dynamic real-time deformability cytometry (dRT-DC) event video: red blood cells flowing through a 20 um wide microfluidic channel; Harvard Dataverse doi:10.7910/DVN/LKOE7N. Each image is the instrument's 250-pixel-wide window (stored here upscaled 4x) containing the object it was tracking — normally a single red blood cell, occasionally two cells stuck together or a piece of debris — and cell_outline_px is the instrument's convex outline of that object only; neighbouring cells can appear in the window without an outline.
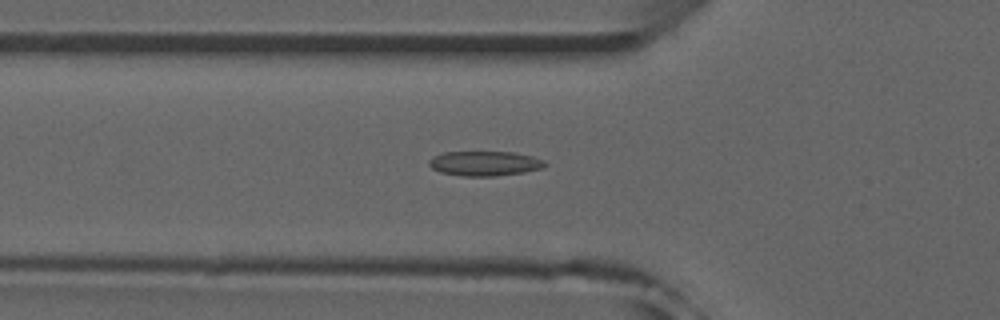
{"species": "common noctule bat (a hibernating species)", "species_latin": "Nyctalus noctula", "temperature_condition": "room temperature", "stored_images_in_passage": 50, "camera_frame_rate_fps": 3000, "um_per_image_px": 0.085, "animal": {"sex": "male", "forearm_length_mm": 52.5}, "frame": {"image": 1, "passage_image": 16, "time_ms": 5.0, "image_size_px": [1000, 320], "cell_outline_px": [[548, 164], [540, 168], [524, 172], [492, 176], [464, 176], [440, 172], [432, 168], [428, 164], [428, 160], [432, 156], [444, 152], [516, 152], [532, 156], [544, 160]], "centroid_in_image_um": [41.18, 13.88], "position_along_channel_um": 84.6, "area_um2": 16.7}}
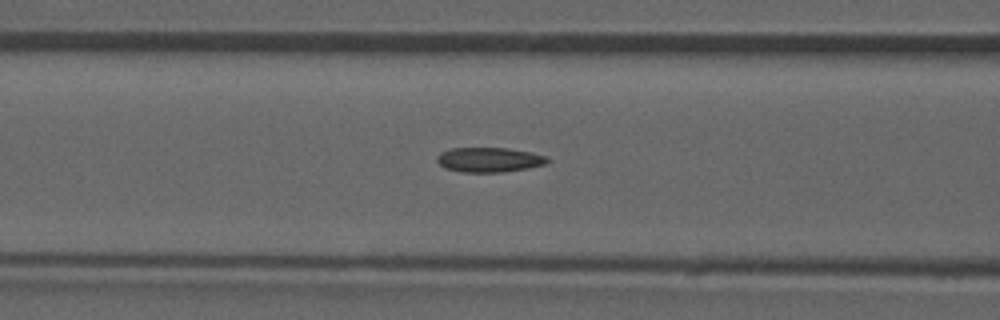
{"frame": {"image": 2, "passage_image": 19, "time_ms": 6.0, "image_size_px": [1000, 320], "cell_outline_px": [[548, 160], [544, 164], [528, 168], [504, 172], [460, 172], [444, 168], [436, 160], [436, 156], [440, 152], [452, 148], [508, 148], [548, 156]], "centroid_in_image_um": [41.53, 13.58], "position_along_channel_um": 125.1, "area_um2": 15.9}}
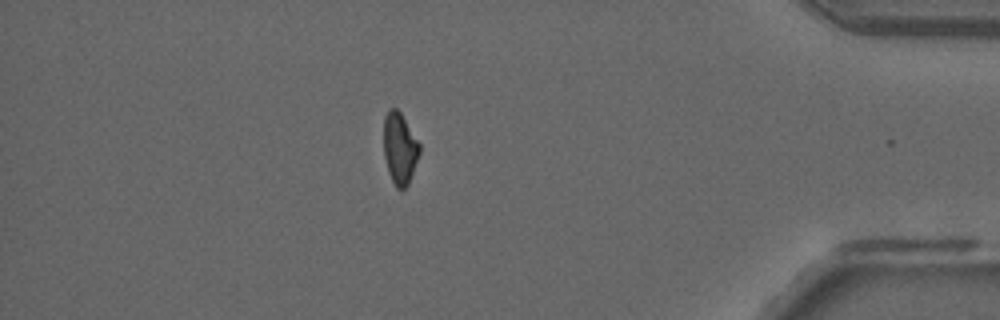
{"frame": {"image": 3, "passage_image": 43, "time_ms": 14.0, "image_size_px": [1000, 320], "cell_outline_px": [[420, 152], [408, 184], [404, 188], [396, 188], [388, 172], [384, 156], [384, 116], [388, 108], [396, 108], [400, 112], [420, 144]], "centroid_in_image_um": [33.96, 12.59], "position_along_channel_um": 401.2, "area_um2": 14.8}, "authors_computed_cell_mechanics": {"area_um2": 16.0106, "velocity_mm_per_s": 3.9774, "shape_relaxation_time_tau1_ms": null, "shape_relaxation_time_tau2_ms": 2.6445, "deformation_change_tau1": null, "deformation_change_tau2": 0.0797}}